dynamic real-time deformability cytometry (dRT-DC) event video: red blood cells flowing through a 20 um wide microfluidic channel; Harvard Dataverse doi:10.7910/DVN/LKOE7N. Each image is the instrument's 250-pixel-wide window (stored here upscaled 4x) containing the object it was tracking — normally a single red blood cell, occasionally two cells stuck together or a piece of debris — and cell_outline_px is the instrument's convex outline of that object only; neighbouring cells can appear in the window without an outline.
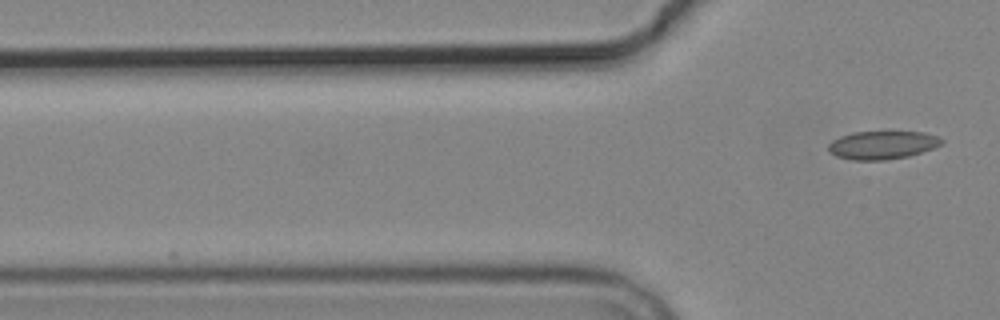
{"species": "common noctule bat (a hibernating species)", "species_latin": "Nyctalus noctula", "temperature_condition": "cold", "stored_images_in_passage": 5, "camera_frame_rate_fps": 3000, "um_per_image_px": 0.085, "animal": {"sex": "male", "body_mass_g": 19.2, "forearm_length_mm": 51.8}, "frame": {"image": 1, "passage_image": 5, "time_ms": 6.333, "image_size_px": [1000, 320], "cell_outline_px": [[944, 140], [940, 144], [932, 148], [908, 156], [884, 160], [852, 160], [836, 156], [828, 152], [828, 144], [832, 140], [840, 136], [852, 132], [924, 132], [936, 136]], "centroid_in_image_um": [74.94, 12.33], "position_along_channel_um": 50.9, "area_um2": 18.5}}